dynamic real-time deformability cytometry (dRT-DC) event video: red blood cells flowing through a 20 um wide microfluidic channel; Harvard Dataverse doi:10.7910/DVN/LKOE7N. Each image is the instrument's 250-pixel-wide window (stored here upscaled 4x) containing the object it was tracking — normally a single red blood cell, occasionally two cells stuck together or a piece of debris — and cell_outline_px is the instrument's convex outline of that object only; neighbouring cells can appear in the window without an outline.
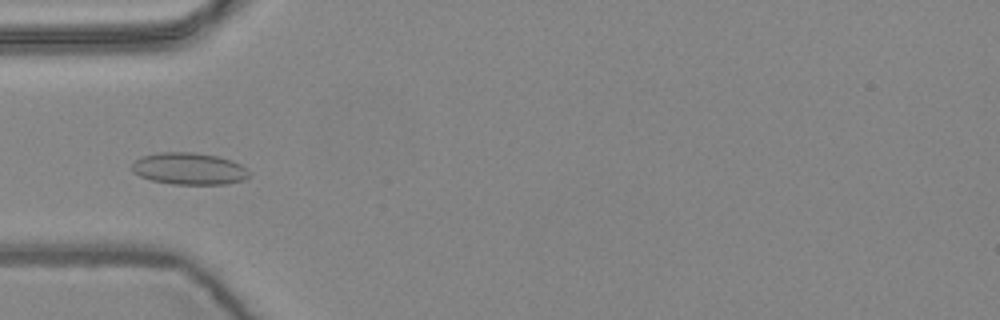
{"species": "common noctule bat (a hibernating species)", "species_latin": "Nyctalus noctula", "temperature_condition": "warm", "stored_images_in_passage": 8, "camera_frame_rate_fps": 3000, "um_per_image_px": 0.085, "animal": {"sex": "female", "body_mass_g": 24.6, "forearm_length_mm": 56.2}, "frame": {"image": 1, "passage_image": 5, "time_ms": 1.333, "image_size_px": [1000, 320], "cell_outline_px": [[252, 172], [244, 180], [224, 184], [172, 184], [152, 180], [140, 176], [132, 172], [132, 164], [140, 156], [160, 152], [196, 152], [216, 156], [232, 160], [240, 164]], "centroid_in_image_um": [16.08, 14.33], "position_along_channel_um": 68.9, "area_um2": 21.91}}
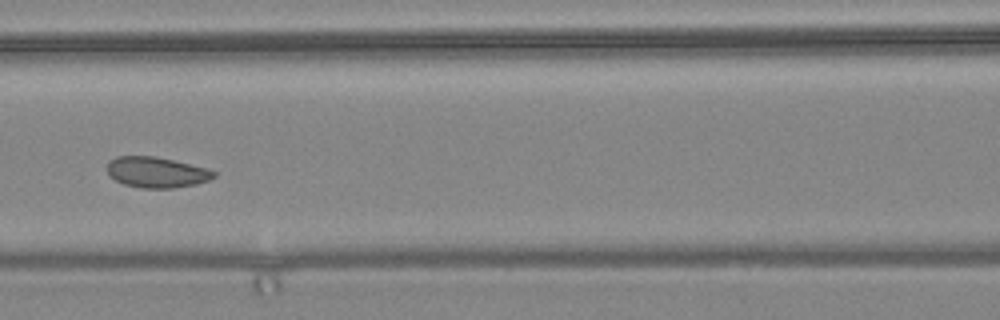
{"frame": {"image": 2, "passage_image": 7, "time_ms": 2.0, "image_size_px": [1000, 320], "cell_outline_px": [[216, 176], [208, 180], [196, 184], [172, 188], [140, 188], [124, 184], [116, 180], [108, 172], [108, 160], [116, 156], [156, 156], [208, 168], [216, 172]], "centroid_in_image_um": [13.32, 14.63], "position_along_channel_um": 153.3, "area_um2": 19.07}}
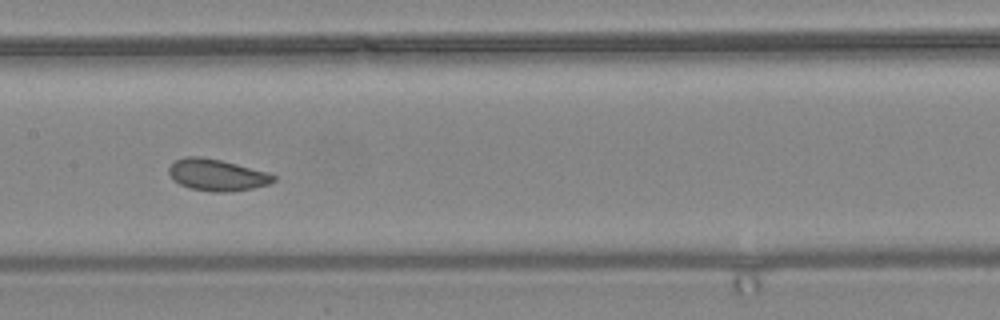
{"frame": {"image": 3, "passage_image": 8, "time_ms": 2.333, "image_size_px": [1000, 320], "cell_outline_px": [[276, 180], [268, 184], [252, 188], [228, 192], [212, 192], [188, 188], [172, 180], [168, 172], [168, 168], [176, 160], [184, 156], [200, 156], [220, 160], [268, 172], [276, 176]], "centroid_in_image_um": [18.41, 14.87], "position_along_channel_um": 189.0, "area_um2": 19.36}}